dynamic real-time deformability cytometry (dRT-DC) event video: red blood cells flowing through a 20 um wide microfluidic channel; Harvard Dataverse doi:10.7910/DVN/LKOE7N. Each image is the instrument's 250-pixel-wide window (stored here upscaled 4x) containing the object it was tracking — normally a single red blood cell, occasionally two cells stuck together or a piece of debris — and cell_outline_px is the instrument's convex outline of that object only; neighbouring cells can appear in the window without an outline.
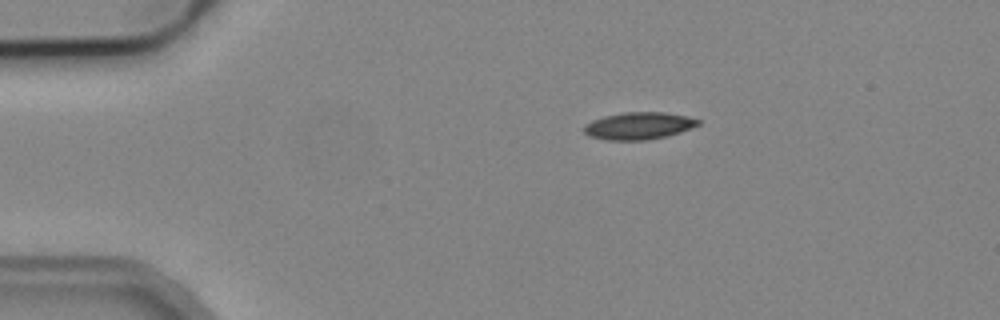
{"species": "common noctule bat (a hibernating species)", "species_latin": "Nyctalus noctula", "temperature_condition": "cold", "stored_images_in_passage": 2, "camera_frame_rate_fps": 3000, "um_per_image_px": 0.085, "animal": {"sex": "male", "body_mass_g": 19.2, "forearm_length_mm": 51.8}, "frame": {"image": 1, "passage_image": 1, "time_ms": 0.0, "image_size_px": [1000, 320], "cell_outline_px": [[700, 124], [680, 132], [648, 140], [608, 140], [588, 136], [584, 132], [584, 124], [592, 120], [604, 116], [624, 112], [664, 112], [688, 116], [700, 120]], "centroid_in_image_um": [54.27, 10.69], "position_along_channel_um": 30.7, "area_um2": 18.09}}